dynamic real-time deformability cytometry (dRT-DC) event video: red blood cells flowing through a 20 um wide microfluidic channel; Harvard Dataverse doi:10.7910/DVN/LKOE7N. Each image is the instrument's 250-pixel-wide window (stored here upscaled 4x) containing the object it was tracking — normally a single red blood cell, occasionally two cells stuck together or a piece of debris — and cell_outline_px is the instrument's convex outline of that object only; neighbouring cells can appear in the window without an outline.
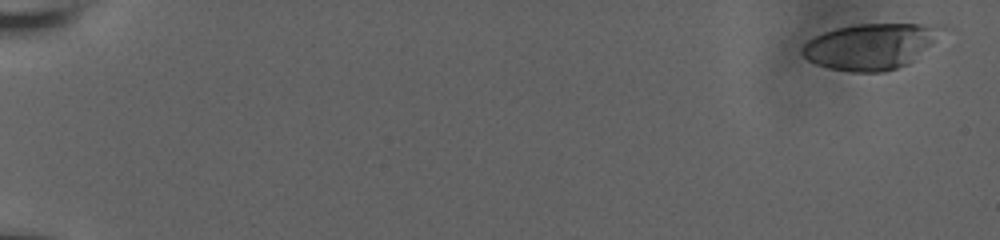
{"species": "human", "species_latin": "Homo sapiens", "temperature_condition": "room temperature", "stored_images_in_passage": 29, "camera_frame_rate_fps": 3000, "um_per_image_px": 0.085, "donor": {"sex": "male"}, "frame": {"image": 1, "passage_image": 1, "time_ms": 0.0, "image_size_px": [1000, 240], "cell_outline_px": [[956, 28], [908, 64], [884, 72], [852, 72], [828, 68], [816, 64], [808, 60], [800, 52], [804, 44], [808, 40], [824, 32], [836, 28], [856, 24], [948, 24]], "centroid_in_image_um": [74.2, 3.91], "position_along_channel_um": 10.8, "area_um2": 38.49}}
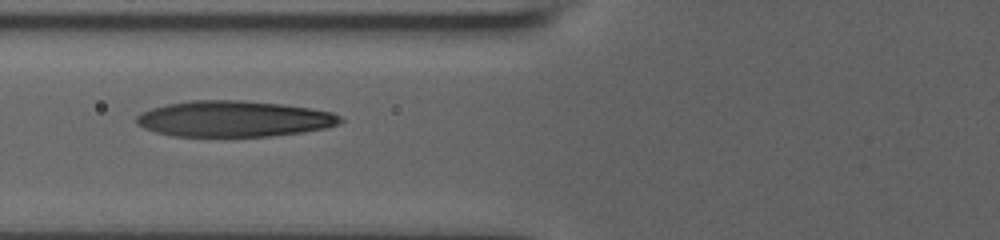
{"frame": {"image": 2, "passage_image": 16, "time_ms": 8.0, "image_size_px": [1000, 240], "cell_outline_px": [[344, 120], [336, 124], [324, 128], [300, 132], [272, 136], [172, 136], [156, 132], [144, 128], [136, 124], [136, 116], [140, 112], [152, 108], [168, 104], [192, 100], [240, 100], [280, 104], [308, 108], [332, 112], [340, 116]], "centroid_in_image_um": [19.83, 10.1], "position_along_channel_um": 106.0, "area_um2": 42.48}}
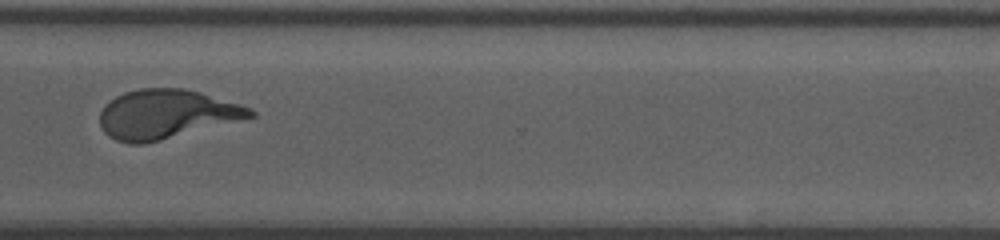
{"frame": {"image": 3, "passage_image": 28, "time_ms": 14.667, "image_size_px": [1000, 240], "cell_outline_px": [[256, 116], [144, 144], [128, 144], [116, 140], [108, 136], [104, 132], [100, 124], [100, 112], [104, 104], [116, 96], [124, 92], [140, 88], [184, 88], [200, 92], [248, 108], [256, 112]], "centroid_in_image_um": [14.06, 9.71], "position_along_channel_um": 356.5, "area_um2": 42.66}}